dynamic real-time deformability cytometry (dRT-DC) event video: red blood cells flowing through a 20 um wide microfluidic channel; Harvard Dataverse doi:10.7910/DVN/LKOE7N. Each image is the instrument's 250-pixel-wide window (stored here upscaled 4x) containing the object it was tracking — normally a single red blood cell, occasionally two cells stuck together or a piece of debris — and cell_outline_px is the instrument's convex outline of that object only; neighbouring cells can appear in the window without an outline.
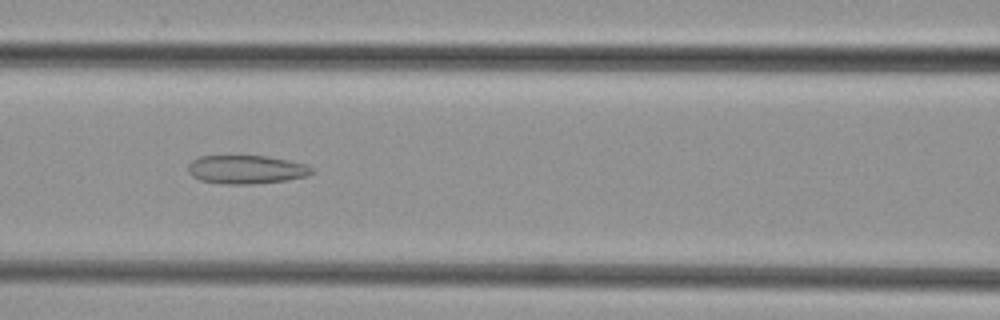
{"species": "common noctule bat (a hibernating species)", "species_latin": "Nyctalus noctula", "temperature_condition": "cold", "stored_images_in_passage": 45, "camera_frame_rate_fps": 3000, "um_per_image_px": 0.085, "animal": {"sex": "female", "body_mass_g": 29.2, "forearm_length_mm": 56.3}, "frame": {"image": 1, "passage_image": 18, "time_ms": 5.667, "image_size_px": [1000, 320], "cell_outline_px": [[312, 172], [308, 176], [288, 180], [252, 184], [224, 184], [200, 180], [192, 176], [188, 172], [188, 164], [192, 160], [200, 156], [268, 156], [308, 164], [312, 168]], "centroid_in_image_um": [20.94, 14.41], "position_along_channel_um": 145.7, "area_um2": 20.69}}
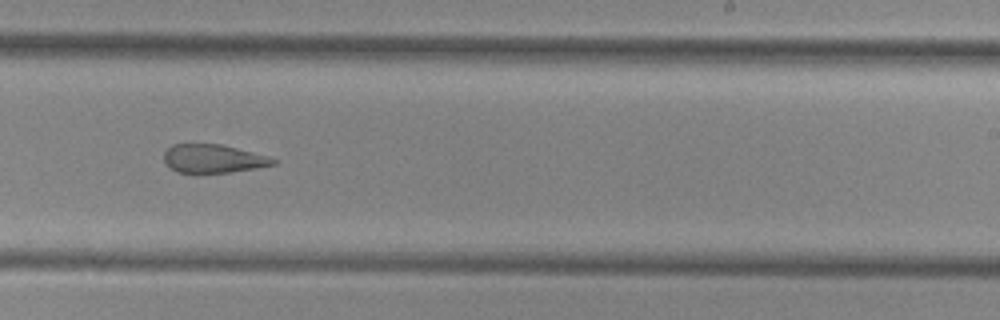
{"frame": {"image": 2, "passage_image": 27, "time_ms": 8.667, "image_size_px": [1000, 320], "cell_outline_px": [[280, 160], [276, 164], [256, 168], [232, 172], [200, 176], [192, 176], [176, 172], [164, 160], [164, 152], [172, 144], [220, 144], [268, 156]], "centroid_in_image_um": [18.11, 13.54], "position_along_channel_um": 270.9, "area_um2": 18.84}}
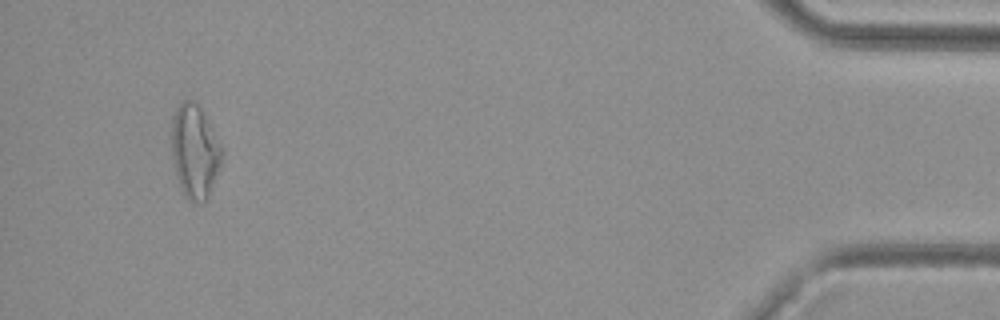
{"frame": {"image": 3, "passage_image": 43, "time_ms": 14.0, "image_size_px": [1000, 320], "cell_outline_px": [[224, 152], [220, 164], [208, 192], [204, 200], [200, 204], [196, 204], [188, 200], [184, 196], [180, 188], [176, 176], [172, 156], [172, 116], [180, 104], [184, 100], [196, 100], [212, 128]], "centroid_in_image_um": [16.53, 12.85], "position_along_channel_um": 418.7, "area_um2": 27.11}}